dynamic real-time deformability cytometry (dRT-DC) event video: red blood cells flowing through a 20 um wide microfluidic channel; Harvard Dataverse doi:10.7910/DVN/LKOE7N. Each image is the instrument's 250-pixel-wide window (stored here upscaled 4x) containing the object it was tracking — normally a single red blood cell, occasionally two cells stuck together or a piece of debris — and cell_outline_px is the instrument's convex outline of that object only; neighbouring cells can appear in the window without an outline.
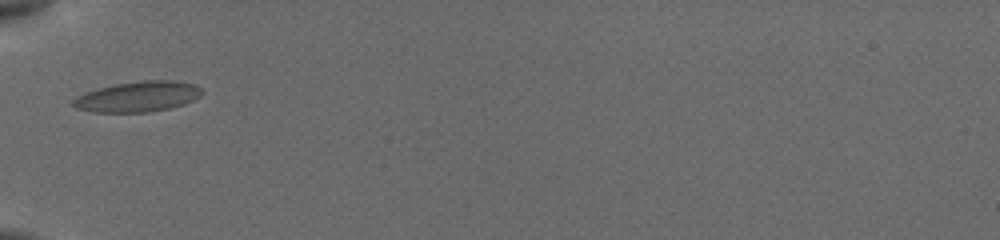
{"species": "common noctule bat (a hibernating species)", "species_latin": "Nyctalus noctula", "temperature_condition": "cold", "stored_images_in_passage": 12, "camera_frame_rate_fps": 3000, "um_per_image_px": 0.085, "animal": {"sex": "female", "body_mass_g": 19.5, "forearm_length_mm": 54.1}, "frame": {"image": 1, "passage_image": 1, "time_ms": 0.0, "image_size_px": [1000, 240], "cell_outline_px": [[204, 92], [200, 96], [184, 104], [172, 108], [148, 112], [96, 112], [76, 108], [72, 104], [72, 100], [76, 96], [96, 88], [116, 84], [144, 80], [176, 80], [196, 84]], "centroid_in_image_um": [11.74, 8.2], "position_along_channel_um": 73.3, "area_um2": 23.0}}
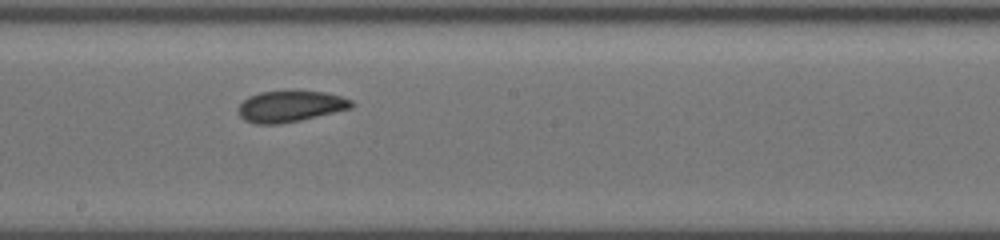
{"frame": {"image": 2, "passage_image": 5, "time_ms": 4.0, "image_size_px": [1000, 240], "cell_outline_px": [[356, 104], [352, 108], [300, 120], [276, 124], [256, 124], [244, 120], [240, 116], [236, 108], [248, 96], [260, 92], [328, 92], [352, 100]], "centroid_in_image_um": [24.67, 9.05], "position_along_channel_um": 223.5, "area_um2": 20.4}}
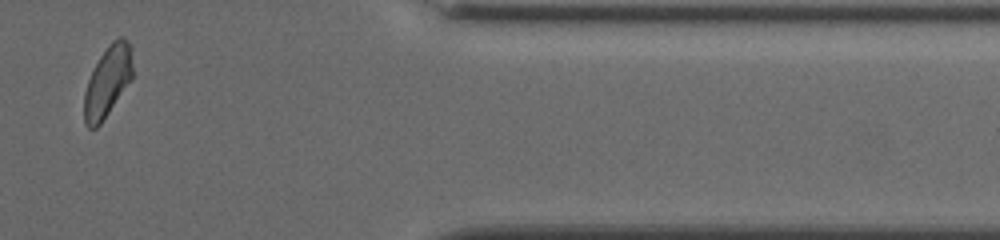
{"frame": {"image": 3, "passage_image": 10, "time_ms": 9.333, "image_size_px": [1000, 240], "cell_outline_px": [[132, 76], [100, 124], [96, 128], [88, 128], [84, 124], [84, 92], [88, 80], [100, 56], [108, 44], [112, 40], [120, 36], [124, 36], [132, 48]], "centroid_in_image_um": [9.13, 6.88], "position_along_channel_um": 402.3, "area_um2": 19.65}, "authors_computed_cell_mechanics": {"area_um2": 20.23, "velocity_mm_per_s": 3.8188, "shape_relaxation_time_tau1_ms": 4.023, "shape_relaxation_time_tau2_ms": 0.107, "deformation_change_tau1": 0.0825, "deformation_change_tau2": 0.0402}}